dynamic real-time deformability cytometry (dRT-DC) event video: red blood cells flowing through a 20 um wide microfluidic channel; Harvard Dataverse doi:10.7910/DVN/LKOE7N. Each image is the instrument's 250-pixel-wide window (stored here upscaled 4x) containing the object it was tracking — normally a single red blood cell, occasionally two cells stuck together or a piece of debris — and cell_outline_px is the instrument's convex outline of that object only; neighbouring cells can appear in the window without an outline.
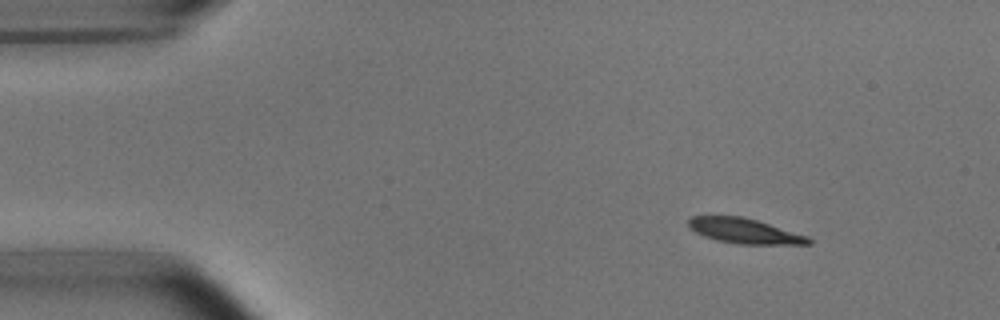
{"species": "common noctule bat (a hibernating species)", "species_latin": "Nyctalus noctula", "temperature_condition": "room temperature", "stored_images_in_passage": 52, "camera_frame_rate_fps": 3000, "um_per_image_px": 0.085, "animal": {"sex": "male", "body_mass_g": 15.6}, "frame": {"image": 1, "passage_image": 6, "time_ms": 1.667, "image_size_px": [1000, 320], "cell_outline_px": [[812, 244], [740, 244], [716, 240], [704, 236], [688, 228], [688, 216], [744, 216], [808, 236], [812, 240]], "centroid_in_image_um": [63.26, 19.62], "position_along_channel_um": 21.7, "area_um2": 17.57}}
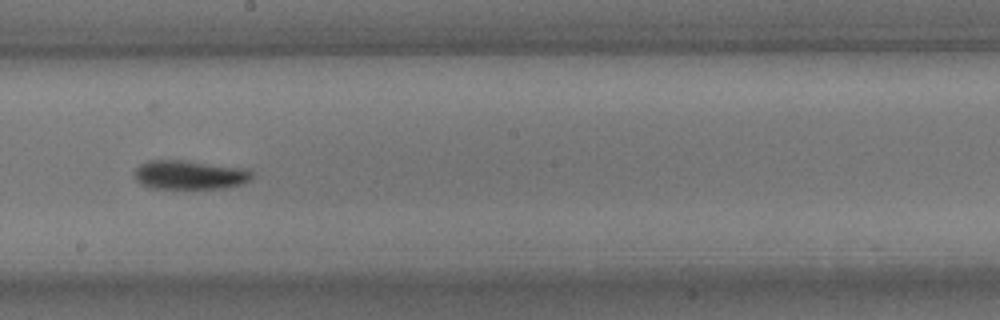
{"frame": {"image": 2, "passage_image": 29, "time_ms": 9.333, "image_size_px": [1000, 320], "cell_outline_px": [[252, 176], [248, 180], [240, 184], [224, 188], [152, 188], [140, 184], [136, 180], [136, 168], [140, 164], [148, 160], [184, 160], [248, 168], [252, 172]], "centroid_in_image_um": [16.12, 14.85], "position_along_channel_um": 232.1, "area_um2": 19.83}}
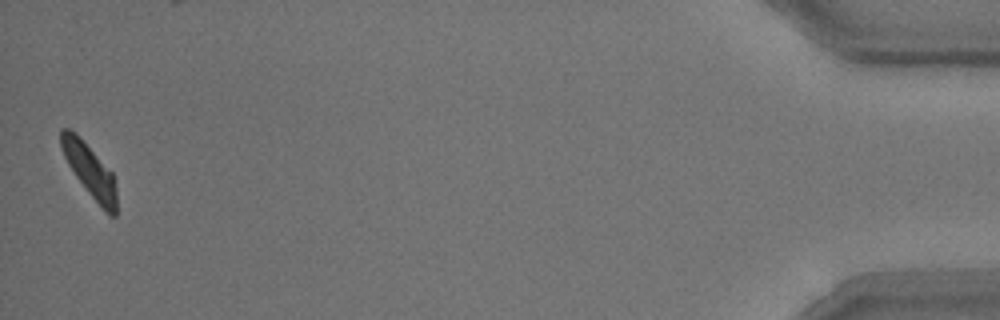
{"frame": {"image": 3, "passage_image": 52, "time_ms": 17.0, "image_size_px": [1000, 320], "cell_outline_px": [[116, 216], [108, 216], [104, 212], [88, 192], [76, 176], [68, 164], [64, 156], [60, 144], [60, 128], [68, 128], [76, 132], [112, 172], [116, 188]], "centroid_in_image_um": [7.63, 14.49], "position_along_channel_um": 427.6, "area_um2": 17.11}, "authors_computed_cell_mechanics": {"area_um2": 18.4382, "velocity_mm_per_s": 3.7332, "shape_relaxation_time_tau1_ms": null, "shape_relaxation_time_tau2_ms": 5.1625, "deformation_change_tau1": null, "deformation_change_tau2": 0.0639}}